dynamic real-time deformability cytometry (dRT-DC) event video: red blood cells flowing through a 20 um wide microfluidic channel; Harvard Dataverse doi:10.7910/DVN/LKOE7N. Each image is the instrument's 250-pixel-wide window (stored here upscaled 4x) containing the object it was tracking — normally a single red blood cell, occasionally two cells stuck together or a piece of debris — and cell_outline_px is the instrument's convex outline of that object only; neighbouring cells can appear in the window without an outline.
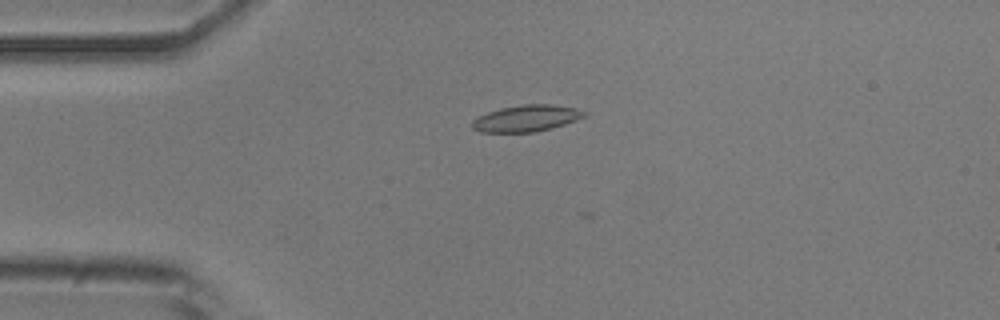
{"species": "common noctule bat (a hibernating species)", "species_latin": "Nyctalus noctula", "temperature_condition": "room temperature", "stored_images_in_passage": 5, "camera_frame_rate_fps": 3000, "um_per_image_px": 0.085, "animal": {"sex": "male", "body_mass_g": 20.5, "forearm_length_mm": 52.5}, "frame": {"image": 1, "passage_image": 3, "time_ms": 0.667, "image_size_px": [1000, 320], "cell_outline_px": [[588, 112], [584, 116], [576, 120], [564, 124], [536, 132], [480, 132], [472, 128], [472, 120], [476, 116], [500, 108], [524, 104], [552, 104], [576, 108]], "centroid_in_image_um": [44.72, 10.05], "position_along_channel_um": 40.3, "area_um2": 17.34}}